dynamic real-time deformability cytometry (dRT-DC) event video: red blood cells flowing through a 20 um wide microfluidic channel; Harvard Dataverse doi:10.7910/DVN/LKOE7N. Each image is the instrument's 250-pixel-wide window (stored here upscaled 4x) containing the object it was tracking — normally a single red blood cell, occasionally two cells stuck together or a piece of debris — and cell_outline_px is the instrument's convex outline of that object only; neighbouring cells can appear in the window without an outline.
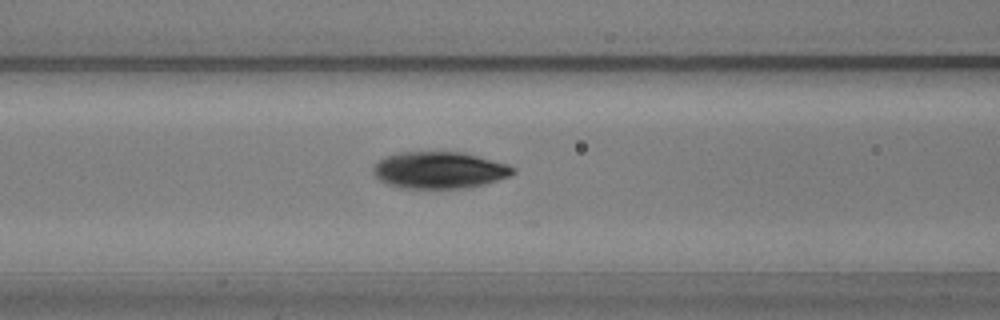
{"species": "common noctule bat (a hibernating species)", "species_latin": "Nyctalus noctula", "temperature_condition": "warm", "stored_images_in_passage": 48, "camera_frame_rate_fps": 3000, "um_per_image_px": 0.085, "animal": {"sex": "male", "body_mass_g": 20.5, "forearm_length_mm": 52.5}, "frame": {"image": 1, "passage_image": 22, "time_ms": 7.0, "image_size_px": [1000, 320], "cell_outline_px": [[516, 172], [512, 176], [484, 184], [468, 188], [400, 188], [388, 184], [380, 180], [372, 172], [372, 168], [380, 160], [388, 156], [400, 152], [464, 152], [508, 164], [516, 168]], "centroid_in_image_um": [37.4, 14.46], "position_along_channel_um": 129.2, "area_um2": 30.06}}
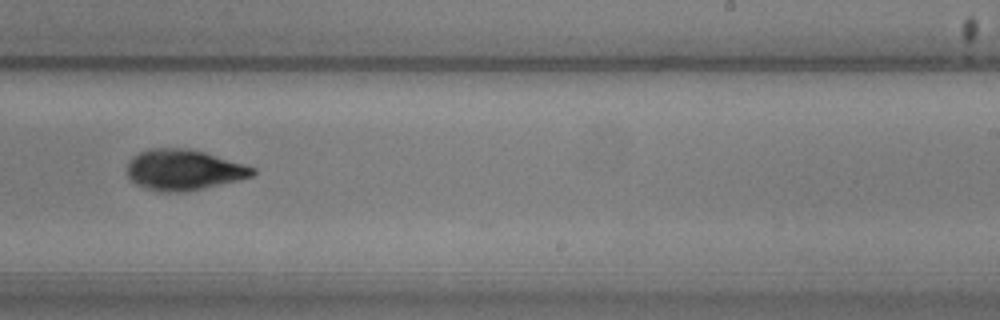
{"frame": {"image": 2, "passage_image": 34, "time_ms": 11.0, "image_size_px": [1000, 320], "cell_outline_px": [[256, 172], [252, 176], [240, 180], [204, 188], [184, 192], [160, 192], [136, 184], [128, 176], [128, 160], [132, 156], [140, 152], [152, 148], [188, 148], [204, 152], [244, 164], [256, 168]], "centroid_in_image_um": [15.62, 14.44], "position_along_channel_um": 273.4, "area_um2": 29.71}}
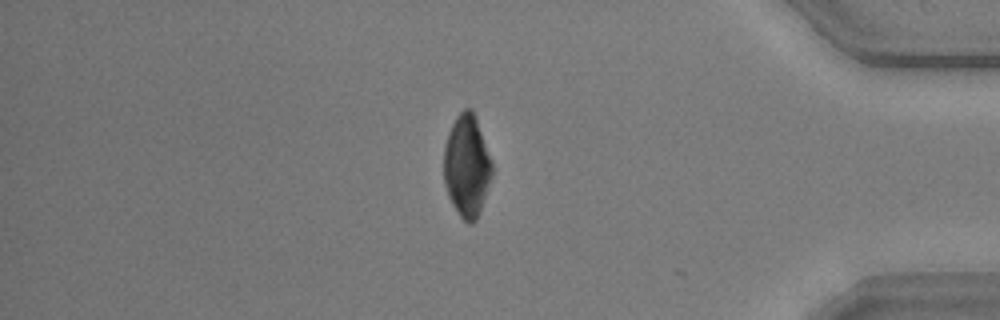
{"frame": {"image": 3, "passage_image": 47, "time_ms": 15.333, "image_size_px": [1000, 320], "cell_outline_px": [[492, 176], [480, 212], [476, 220], [472, 224], [468, 224], [460, 216], [452, 204], [448, 196], [444, 184], [444, 144], [448, 132], [456, 116], [464, 108], [472, 108], [476, 116], [492, 160]], "centroid_in_image_um": [39.68, 14.09], "position_along_channel_um": 395.5, "area_um2": 29.02}, "authors_computed_cell_mechanics": {"area_um2": 29.6803, "velocity_mm_per_s": 3.6059, "shape_relaxation_time_tau1_ms": 3.2601, "shape_relaxation_time_tau2_ms": 3.5378, "deformation_change_tau1": 0.112, "deformation_change_tau2": 0.0767}}